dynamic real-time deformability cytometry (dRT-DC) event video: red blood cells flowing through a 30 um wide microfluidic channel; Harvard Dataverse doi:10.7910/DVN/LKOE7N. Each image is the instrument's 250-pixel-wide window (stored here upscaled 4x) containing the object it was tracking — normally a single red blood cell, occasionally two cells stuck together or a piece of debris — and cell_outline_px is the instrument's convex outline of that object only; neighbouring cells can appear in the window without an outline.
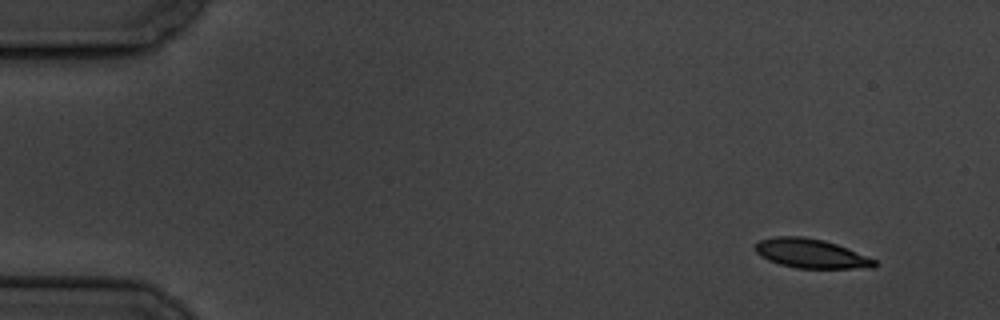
{"species": "common noctule bat (a hibernating species)", "species_latin": "Nyctalus noctula", "temperature_condition": "cold", "stored_images_in_passage": 10, "camera_frame_rate_fps": 3000, "um_per_image_px": 0.085, "animal": {"sex": "male", "body_mass_g": 19.5, "forearm_length_mm": 54.6}, "frame": {"image": 1, "passage_image": 1, "time_ms": 0.0, "image_size_px": [1000, 320], "cell_outline_px": [[880, 264], [872, 268], [796, 268], [780, 264], [768, 260], [760, 256], [756, 252], [756, 244], [760, 240], [772, 236], [804, 236], [824, 240], [848, 248], [876, 260]], "centroid_in_image_um": [68.95, 21.54], "position_along_channel_um": 16.0, "area_um2": 20.4}}
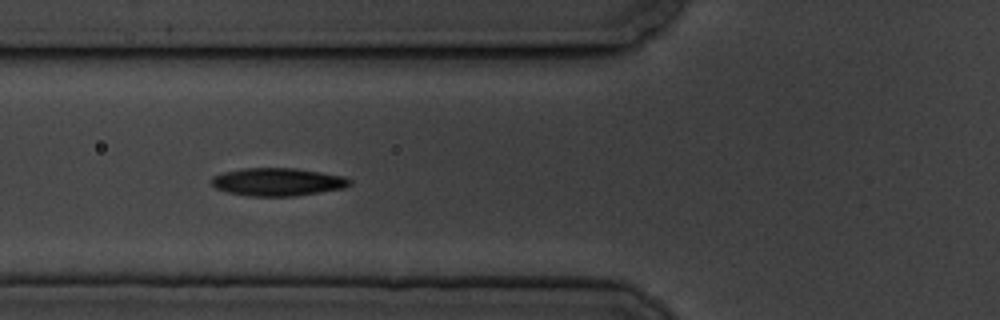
{"frame": {"image": 2, "passage_image": 6, "time_ms": 5.667, "image_size_px": [1000, 320], "cell_outline_px": [[352, 184], [344, 188], [296, 196], [248, 196], [228, 192], [216, 188], [212, 184], [212, 176], [224, 172], [244, 168], [296, 168], [344, 176], [352, 180]], "centroid_in_image_um": [23.63, 15.46], "position_along_channel_um": 102.2, "area_um2": 22.48}}
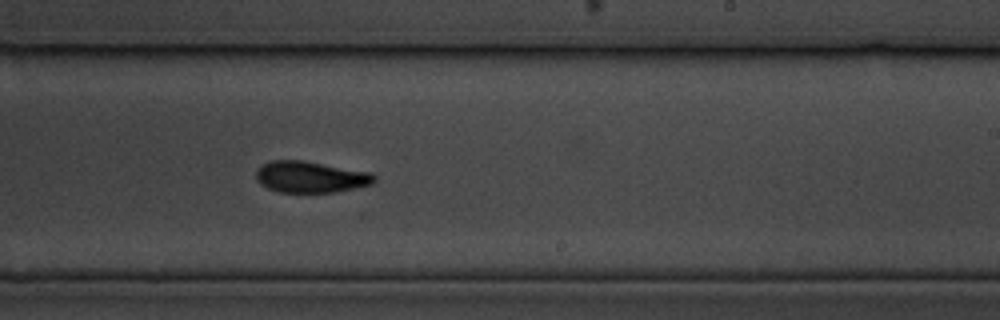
{"frame": {"image": 3, "passage_image": 10, "time_ms": 10.333, "image_size_px": [1000, 320], "cell_outline_px": [[376, 180], [372, 184], [332, 192], [280, 192], [268, 188], [260, 184], [256, 180], [256, 168], [268, 160], [304, 160], [372, 172], [376, 176]], "centroid_in_image_um": [26.37, 15.02], "position_along_channel_um": 262.6, "area_um2": 21.79}}